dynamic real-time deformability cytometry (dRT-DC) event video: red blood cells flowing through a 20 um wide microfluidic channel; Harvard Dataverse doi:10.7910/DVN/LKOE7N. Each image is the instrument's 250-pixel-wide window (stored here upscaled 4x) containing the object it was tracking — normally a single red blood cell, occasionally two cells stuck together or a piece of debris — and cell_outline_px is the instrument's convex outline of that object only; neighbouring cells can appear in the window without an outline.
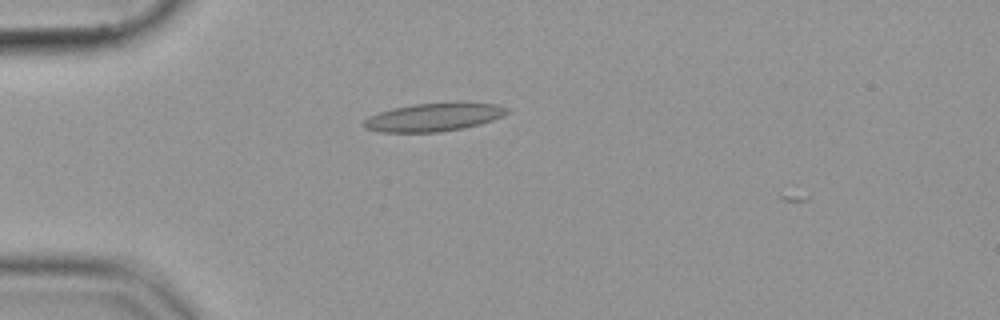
{"species": "common noctule bat (a hibernating species)", "species_latin": "Nyctalus noctula", "temperature_condition": "cold", "stored_images_in_passage": 2, "camera_frame_rate_fps": 3000, "um_per_image_px": 0.085, "animal": {"sex": "female", "body_mass_g": 19.9}, "frame": {"image": 1, "passage_image": 1, "time_ms": 0.0, "image_size_px": [1000, 320], "cell_outline_px": [[512, 108], [508, 112], [492, 120], [480, 124], [464, 128], [440, 132], [380, 132], [364, 128], [360, 124], [368, 116], [392, 108], [412, 104], [456, 100], [496, 104]], "centroid_in_image_um": [36.88, 9.92], "position_along_channel_um": 48.1, "area_um2": 24.33}}